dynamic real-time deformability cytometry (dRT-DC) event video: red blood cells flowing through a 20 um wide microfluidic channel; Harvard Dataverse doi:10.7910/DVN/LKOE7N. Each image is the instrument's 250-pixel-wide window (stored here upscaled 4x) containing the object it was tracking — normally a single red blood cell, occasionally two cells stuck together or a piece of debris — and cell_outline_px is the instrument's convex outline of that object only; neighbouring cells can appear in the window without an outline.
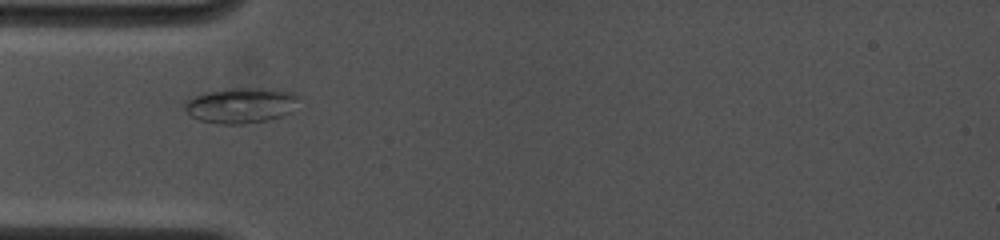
{"species": "common noctule bat (a hibernating species)", "species_latin": "Nyctalus noctula", "temperature_condition": "cold", "stored_images_in_passage": 2, "camera_frame_rate_fps": 4500, "um_per_image_px": 0.085, "animal": {"sex": "female", "body_mass_g": 19.0, "forearm_length_mm": 53.3}, "frame": {"image": 1, "passage_image": 1, "time_ms": 0.0, "image_size_px": [1000, 240], "cell_outline_px": [[300, 96], [292, 112], [268, 120], [240, 124], [220, 124], [200, 120], [192, 116], [184, 108], [184, 104], [188, 100], [204, 92], [232, 88], [260, 88], [292, 92]], "centroid_in_image_um": [20.5, 8.95], "position_along_channel_um": 64.5, "area_um2": 23.35}}